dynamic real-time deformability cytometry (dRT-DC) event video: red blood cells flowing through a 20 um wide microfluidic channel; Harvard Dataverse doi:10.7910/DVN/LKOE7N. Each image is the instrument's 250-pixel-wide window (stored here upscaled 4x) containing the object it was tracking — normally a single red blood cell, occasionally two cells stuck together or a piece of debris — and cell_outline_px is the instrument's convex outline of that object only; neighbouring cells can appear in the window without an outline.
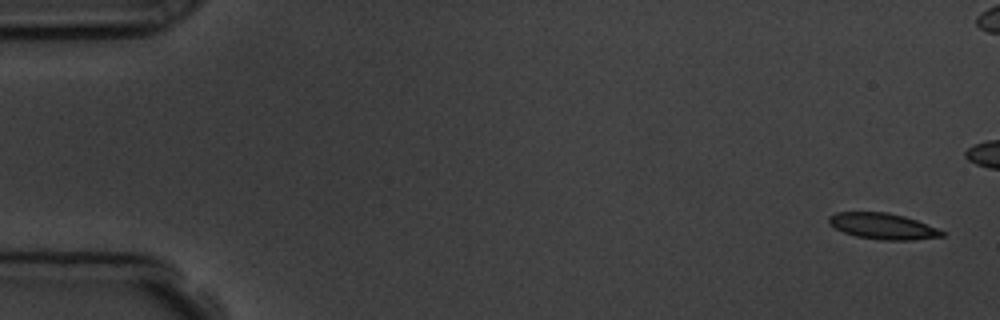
{"species": "common noctule bat (a hibernating species)", "species_latin": "Nyctalus noctula", "temperature_condition": "room temperature", "stored_images_in_passage": 6, "camera_frame_rate_fps": 3000, "um_per_image_px": 0.085, "animal": {"sex": "male", "body_mass_g": 19.5, "forearm_length_mm": 54.6}, "frame": {"image": 1, "passage_image": 1, "time_ms": 0.0, "image_size_px": [1000, 320], "cell_outline_px": [[944, 236], [912, 240], [880, 240], [856, 236], [844, 232], [828, 224], [828, 216], [836, 212], [888, 212], [904, 216], [916, 220], [936, 228], [944, 232]], "centroid_in_image_um": [75.0, 19.22], "position_along_channel_um": 10.0, "area_um2": 17.11}}